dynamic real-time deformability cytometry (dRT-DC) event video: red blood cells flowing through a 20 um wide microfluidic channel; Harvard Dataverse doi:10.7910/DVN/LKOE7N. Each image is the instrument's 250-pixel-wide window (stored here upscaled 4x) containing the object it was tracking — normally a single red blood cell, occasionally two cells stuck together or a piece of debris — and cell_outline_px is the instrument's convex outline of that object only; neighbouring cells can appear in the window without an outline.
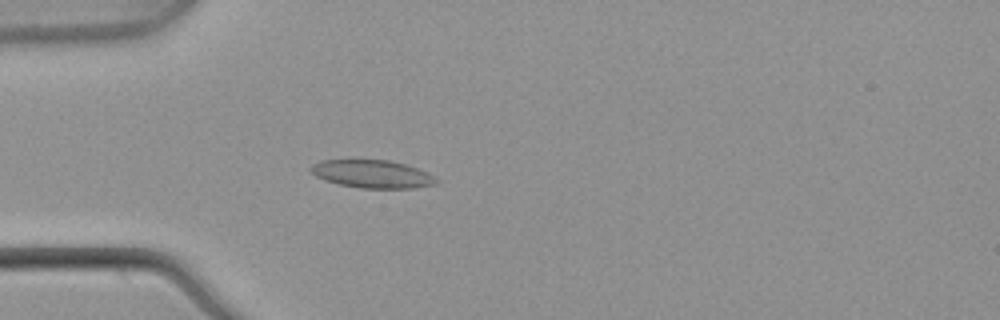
{"species": "common noctule bat (a hibernating species)", "species_latin": "Nyctalus noctula", "temperature_condition": "warm", "stored_images_in_passage": 52, "camera_frame_rate_fps": 3000, "um_per_image_px": 0.085, "animal": {"sex": "male", "body_mass_g": 21.5, "forearm_length_mm": 52.0}, "frame": {"image": 1, "passage_image": 15, "time_ms": 4.667, "image_size_px": [1000, 320], "cell_outline_px": [[440, 180], [436, 184], [412, 188], [360, 188], [340, 184], [324, 180], [316, 176], [308, 168], [312, 164], [320, 160], [388, 160], [404, 164], [428, 172]], "centroid_in_image_um": [31.64, 14.79], "position_along_channel_um": 53.4, "area_um2": 20.4}}
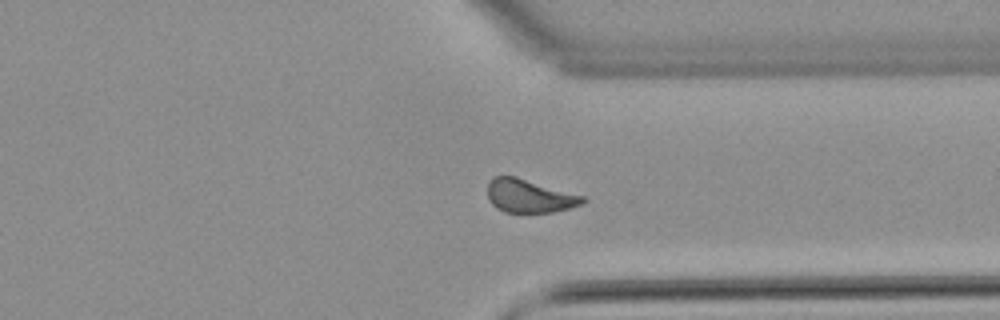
{"frame": {"image": 2, "passage_image": 40, "time_ms": 13.0, "image_size_px": [1000, 320], "cell_outline_px": [[588, 200], [580, 204], [568, 208], [552, 212], [504, 212], [496, 208], [488, 200], [488, 180], [492, 176], [516, 176], [588, 196]], "centroid_in_image_um": [45.02, 16.64], "position_along_channel_um": 366.4, "area_um2": 18.84}}
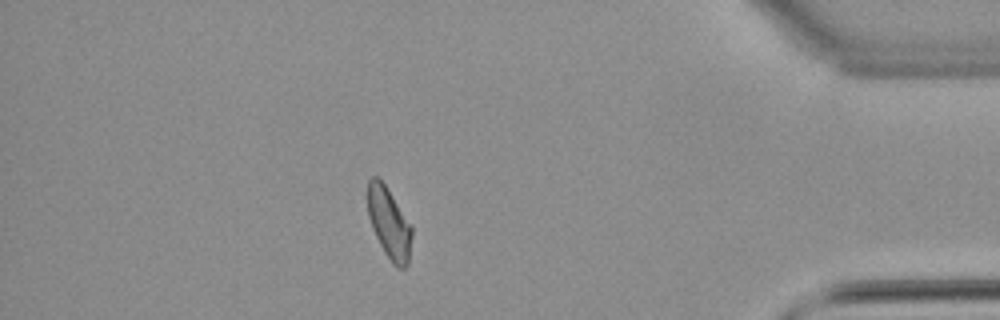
{"frame": {"image": 3, "passage_image": 46, "time_ms": 15.0, "image_size_px": [1000, 320], "cell_outline_px": [[412, 236], [408, 264], [404, 268], [396, 268], [392, 264], [384, 252], [372, 228], [368, 216], [368, 180], [372, 176], [376, 176], [384, 184], [412, 224]], "centroid_in_image_um": [33.09, 19.0], "position_along_channel_um": 402.1, "area_um2": 18.32}, "authors_computed_cell_mechanics": {"area_um2": 19.0451, "velocity_mm_per_s": 3.8622, "shape_relaxation_time_tau1_ms": null, "shape_relaxation_time_tau2_ms": 3.837, "deformation_change_tau1": null, "deformation_change_tau2": 0.0725}}